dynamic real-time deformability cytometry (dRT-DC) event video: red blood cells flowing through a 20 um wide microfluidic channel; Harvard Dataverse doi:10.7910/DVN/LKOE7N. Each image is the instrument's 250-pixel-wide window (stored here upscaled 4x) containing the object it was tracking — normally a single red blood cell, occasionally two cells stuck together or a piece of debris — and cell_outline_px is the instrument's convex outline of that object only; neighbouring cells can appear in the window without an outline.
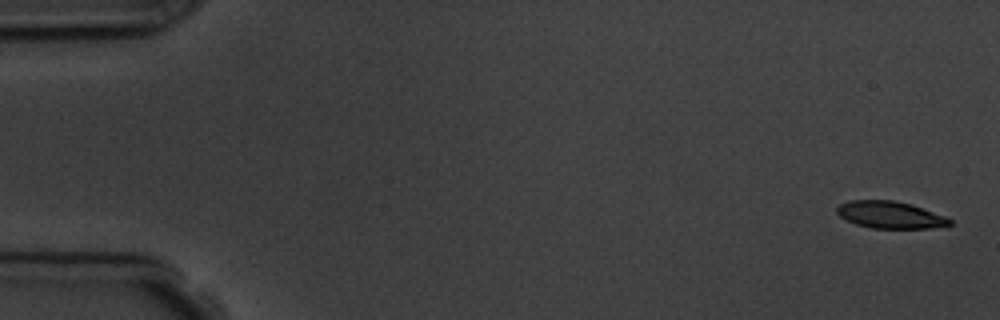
{"species": "common noctule bat (a hibernating species)", "species_latin": "Nyctalus noctula", "temperature_condition": "room temperature", "stored_images_in_passage": 5, "camera_frame_rate_fps": 3000, "um_per_image_px": 0.085, "animal": {"sex": "male", "body_mass_g": 19.5, "forearm_length_mm": 54.6}, "frame": {"image": 1, "passage_image": 1, "time_ms": 0.0, "image_size_px": [1000, 320], "cell_outline_px": [[952, 224], [928, 228], [872, 228], [856, 224], [840, 216], [836, 212], [836, 208], [840, 204], [848, 200], [892, 200], [912, 204], [944, 216], [952, 220]], "centroid_in_image_um": [75.64, 18.25], "position_along_channel_um": 9.4, "area_um2": 17.63}}